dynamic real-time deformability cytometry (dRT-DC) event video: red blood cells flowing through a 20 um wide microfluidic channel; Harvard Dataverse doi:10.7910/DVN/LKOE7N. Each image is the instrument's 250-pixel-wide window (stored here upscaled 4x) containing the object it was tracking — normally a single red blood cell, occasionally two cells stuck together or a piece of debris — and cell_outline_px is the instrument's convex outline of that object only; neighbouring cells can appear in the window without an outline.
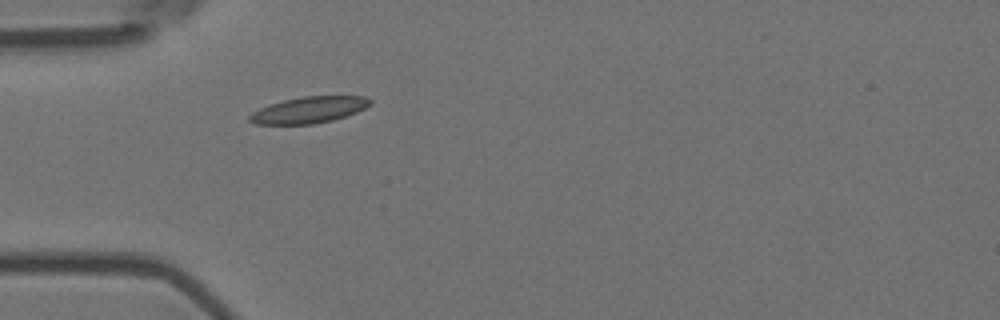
{"species": "Egyptian fruit bat (a non-hibernating species)", "species_latin": "Rousettus aegyptiacus", "temperature_condition": "room temperature", "stored_images_in_passage": 4, "camera_frame_rate_fps": 3000, "um_per_image_px": 0.085, "animal": {"sex": "female"}, "frame": {"image": 1, "passage_image": 4, "time_ms": 1.0, "image_size_px": [1000, 320], "cell_outline_px": [[372, 104], [356, 112], [332, 120], [312, 124], [256, 124], [248, 120], [248, 116], [252, 112], [260, 108], [284, 100], [304, 96], [364, 96], [372, 100]], "centroid_in_image_um": [26.26, 9.34], "position_along_channel_um": 58.7, "area_um2": 18.32}}